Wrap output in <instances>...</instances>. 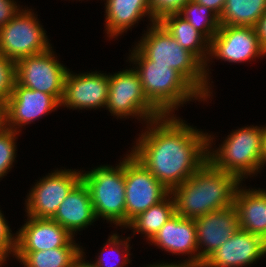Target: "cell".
I'll list each match as a JSON object with an SVG mask.
<instances>
[{
  "label": "cell",
  "instance_id": "cell-1",
  "mask_svg": "<svg viewBox=\"0 0 266 267\" xmlns=\"http://www.w3.org/2000/svg\"><path fill=\"white\" fill-rule=\"evenodd\" d=\"M177 118L174 114L163 115L145 122L149 127H145L130 152L169 191L208 160L209 134Z\"/></svg>",
  "mask_w": 266,
  "mask_h": 267
},
{
  "label": "cell",
  "instance_id": "cell-2",
  "mask_svg": "<svg viewBox=\"0 0 266 267\" xmlns=\"http://www.w3.org/2000/svg\"><path fill=\"white\" fill-rule=\"evenodd\" d=\"M240 183L234 174L216 168L207 160L191 177L170 191L175 214L196 219L228 208L234 204Z\"/></svg>",
  "mask_w": 266,
  "mask_h": 267
},
{
  "label": "cell",
  "instance_id": "cell-3",
  "mask_svg": "<svg viewBox=\"0 0 266 267\" xmlns=\"http://www.w3.org/2000/svg\"><path fill=\"white\" fill-rule=\"evenodd\" d=\"M133 49L128 58L137 65L134 69L139 74L147 99L163 115H173L174 110L192 99L207 101L178 71L156 64L135 47Z\"/></svg>",
  "mask_w": 266,
  "mask_h": 267
},
{
  "label": "cell",
  "instance_id": "cell-4",
  "mask_svg": "<svg viewBox=\"0 0 266 267\" xmlns=\"http://www.w3.org/2000/svg\"><path fill=\"white\" fill-rule=\"evenodd\" d=\"M141 37L134 47L145 58L175 69L205 99L211 97L212 88L206 79L204 64L193 53L178 44L159 22L150 23V27Z\"/></svg>",
  "mask_w": 266,
  "mask_h": 267
},
{
  "label": "cell",
  "instance_id": "cell-5",
  "mask_svg": "<svg viewBox=\"0 0 266 267\" xmlns=\"http://www.w3.org/2000/svg\"><path fill=\"white\" fill-rule=\"evenodd\" d=\"M231 132L216 150L211 147L214 137L208 135V160L242 182L261 170L264 126H245Z\"/></svg>",
  "mask_w": 266,
  "mask_h": 267
},
{
  "label": "cell",
  "instance_id": "cell-6",
  "mask_svg": "<svg viewBox=\"0 0 266 267\" xmlns=\"http://www.w3.org/2000/svg\"><path fill=\"white\" fill-rule=\"evenodd\" d=\"M81 180L89 190L96 219L126 227L124 159L115 168L107 164L83 172Z\"/></svg>",
  "mask_w": 266,
  "mask_h": 267
},
{
  "label": "cell",
  "instance_id": "cell-7",
  "mask_svg": "<svg viewBox=\"0 0 266 267\" xmlns=\"http://www.w3.org/2000/svg\"><path fill=\"white\" fill-rule=\"evenodd\" d=\"M107 110L113 117L133 118L141 121L157 119L163 114L147 99L138 72L132 68L109 73V93L106 102Z\"/></svg>",
  "mask_w": 266,
  "mask_h": 267
},
{
  "label": "cell",
  "instance_id": "cell-8",
  "mask_svg": "<svg viewBox=\"0 0 266 267\" xmlns=\"http://www.w3.org/2000/svg\"><path fill=\"white\" fill-rule=\"evenodd\" d=\"M31 10L21 9L0 28V55L13 62L51 47L45 29Z\"/></svg>",
  "mask_w": 266,
  "mask_h": 267
},
{
  "label": "cell",
  "instance_id": "cell-9",
  "mask_svg": "<svg viewBox=\"0 0 266 267\" xmlns=\"http://www.w3.org/2000/svg\"><path fill=\"white\" fill-rule=\"evenodd\" d=\"M51 48L15 62V81L26 88L50 94L60 103L69 69L57 60Z\"/></svg>",
  "mask_w": 266,
  "mask_h": 267
},
{
  "label": "cell",
  "instance_id": "cell-10",
  "mask_svg": "<svg viewBox=\"0 0 266 267\" xmlns=\"http://www.w3.org/2000/svg\"><path fill=\"white\" fill-rule=\"evenodd\" d=\"M126 226L140 213L165 199L170 191L131 153L124 157Z\"/></svg>",
  "mask_w": 266,
  "mask_h": 267
},
{
  "label": "cell",
  "instance_id": "cell-11",
  "mask_svg": "<svg viewBox=\"0 0 266 267\" xmlns=\"http://www.w3.org/2000/svg\"><path fill=\"white\" fill-rule=\"evenodd\" d=\"M60 169L40 178L25 200L27 216L52 219L59 205L81 181V171Z\"/></svg>",
  "mask_w": 266,
  "mask_h": 267
},
{
  "label": "cell",
  "instance_id": "cell-12",
  "mask_svg": "<svg viewBox=\"0 0 266 267\" xmlns=\"http://www.w3.org/2000/svg\"><path fill=\"white\" fill-rule=\"evenodd\" d=\"M60 103L50 94L32 90L14 82L12 92L2 110V124L20 132V127L57 110Z\"/></svg>",
  "mask_w": 266,
  "mask_h": 267
},
{
  "label": "cell",
  "instance_id": "cell-13",
  "mask_svg": "<svg viewBox=\"0 0 266 267\" xmlns=\"http://www.w3.org/2000/svg\"><path fill=\"white\" fill-rule=\"evenodd\" d=\"M265 55L256 28L220 25L218 32L210 40L208 57L242 63Z\"/></svg>",
  "mask_w": 266,
  "mask_h": 267
},
{
  "label": "cell",
  "instance_id": "cell-14",
  "mask_svg": "<svg viewBox=\"0 0 266 267\" xmlns=\"http://www.w3.org/2000/svg\"><path fill=\"white\" fill-rule=\"evenodd\" d=\"M109 93V75L85 72L76 75L68 70L60 107L70 109L105 108Z\"/></svg>",
  "mask_w": 266,
  "mask_h": 267
},
{
  "label": "cell",
  "instance_id": "cell-15",
  "mask_svg": "<svg viewBox=\"0 0 266 267\" xmlns=\"http://www.w3.org/2000/svg\"><path fill=\"white\" fill-rule=\"evenodd\" d=\"M266 254V240L238 229L202 263L201 267H243L255 263Z\"/></svg>",
  "mask_w": 266,
  "mask_h": 267
},
{
  "label": "cell",
  "instance_id": "cell-16",
  "mask_svg": "<svg viewBox=\"0 0 266 267\" xmlns=\"http://www.w3.org/2000/svg\"><path fill=\"white\" fill-rule=\"evenodd\" d=\"M194 220L197 234L198 267H201L203 261L234 235L240 226L234 205L209 212Z\"/></svg>",
  "mask_w": 266,
  "mask_h": 267
},
{
  "label": "cell",
  "instance_id": "cell-17",
  "mask_svg": "<svg viewBox=\"0 0 266 267\" xmlns=\"http://www.w3.org/2000/svg\"><path fill=\"white\" fill-rule=\"evenodd\" d=\"M25 222L15 233V252H32L65 245H78L74 236L53 219L27 216Z\"/></svg>",
  "mask_w": 266,
  "mask_h": 267
},
{
  "label": "cell",
  "instance_id": "cell-18",
  "mask_svg": "<svg viewBox=\"0 0 266 267\" xmlns=\"http://www.w3.org/2000/svg\"><path fill=\"white\" fill-rule=\"evenodd\" d=\"M149 243L172 254L188 255L189 258L185 259L183 263L191 267H198L197 234L194 219L174 214L151 238Z\"/></svg>",
  "mask_w": 266,
  "mask_h": 267
},
{
  "label": "cell",
  "instance_id": "cell-19",
  "mask_svg": "<svg viewBox=\"0 0 266 267\" xmlns=\"http://www.w3.org/2000/svg\"><path fill=\"white\" fill-rule=\"evenodd\" d=\"M73 236L77 231L91 226L97 219L90 193L81 180L67 195L52 218Z\"/></svg>",
  "mask_w": 266,
  "mask_h": 267
},
{
  "label": "cell",
  "instance_id": "cell-20",
  "mask_svg": "<svg viewBox=\"0 0 266 267\" xmlns=\"http://www.w3.org/2000/svg\"><path fill=\"white\" fill-rule=\"evenodd\" d=\"M238 186L234 206L240 229L256 234L266 240V189H245Z\"/></svg>",
  "mask_w": 266,
  "mask_h": 267
},
{
  "label": "cell",
  "instance_id": "cell-21",
  "mask_svg": "<svg viewBox=\"0 0 266 267\" xmlns=\"http://www.w3.org/2000/svg\"><path fill=\"white\" fill-rule=\"evenodd\" d=\"M105 32L109 39L127 32L134 24L145 16L155 23L149 6V0H106Z\"/></svg>",
  "mask_w": 266,
  "mask_h": 267
},
{
  "label": "cell",
  "instance_id": "cell-22",
  "mask_svg": "<svg viewBox=\"0 0 266 267\" xmlns=\"http://www.w3.org/2000/svg\"><path fill=\"white\" fill-rule=\"evenodd\" d=\"M158 22L178 44L193 53L204 64L205 76L209 82L207 72H209L208 62H210L208 57L210 41L178 13L167 15Z\"/></svg>",
  "mask_w": 266,
  "mask_h": 267
},
{
  "label": "cell",
  "instance_id": "cell-23",
  "mask_svg": "<svg viewBox=\"0 0 266 267\" xmlns=\"http://www.w3.org/2000/svg\"><path fill=\"white\" fill-rule=\"evenodd\" d=\"M82 246L65 245L64 247L32 252H15V258L24 267H74L82 257Z\"/></svg>",
  "mask_w": 266,
  "mask_h": 267
},
{
  "label": "cell",
  "instance_id": "cell-24",
  "mask_svg": "<svg viewBox=\"0 0 266 267\" xmlns=\"http://www.w3.org/2000/svg\"><path fill=\"white\" fill-rule=\"evenodd\" d=\"M175 214V204L171 194L151 206L132 219L125 228L133 229V233L145 234L146 240L151 238Z\"/></svg>",
  "mask_w": 266,
  "mask_h": 267
},
{
  "label": "cell",
  "instance_id": "cell-25",
  "mask_svg": "<svg viewBox=\"0 0 266 267\" xmlns=\"http://www.w3.org/2000/svg\"><path fill=\"white\" fill-rule=\"evenodd\" d=\"M266 12V0H226L220 25L256 27Z\"/></svg>",
  "mask_w": 266,
  "mask_h": 267
},
{
  "label": "cell",
  "instance_id": "cell-26",
  "mask_svg": "<svg viewBox=\"0 0 266 267\" xmlns=\"http://www.w3.org/2000/svg\"><path fill=\"white\" fill-rule=\"evenodd\" d=\"M186 19L196 30L201 32L209 41L218 32L219 17L208 7L188 1L178 13Z\"/></svg>",
  "mask_w": 266,
  "mask_h": 267
},
{
  "label": "cell",
  "instance_id": "cell-27",
  "mask_svg": "<svg viewBox=\"0 0 266 267\" xmlns=\"http://www.w3.org/2000/svg\"><path fill=\"white\" fill-rule=\"evenodd\" d=\"M129 241H130V237H127L126 239H125V237L120 239V236L117 233L116 234L113 233V235L109 236L108 241L106 242V244L104 245V247L100 251V253H99L100 255L98 256L97 260L95 262L90 261L89 263L93 267H124L128 263L130 264L131 261H129L130 260L129 258H130L131 254L129 253V250H130L129 248H131V247H129L130 246L128 243ZM107 248L109 249L108 252H106V250H108ZM104 252L107 253L106 255L109 254V256H106ZM114 252L117 253L116 254L117 256L119 255L118 256V257H120L119 262L118 261L116 262L115 259H117V258L113 257ZM123 252H125L126 254L125 255L122 254ZM111 256L114 258L115 263H112L110 261L112 259ZM109 257L111 258L110 260H109ZM108 262H111V263H108Z\"/></svg>",
  "mask_w": 266,
  "mask_h": 267
},
{
  "label": "cell",
  "instance_id": "cell-28",
  "mask_svg": "<svg viewBox=\"0 0 266 267\" xmlns=\"http://www.w3.org/2000/svg\"><path fill=\"white\" fill-rule=\"evenodd\" d=\"M19 132L6 128L2 123L0 124V178L4 176L12 168L15 162L17 146L16 139ZM9 170V171H8Z\"/></svg>",
  "mask_w": 266,
  "mask_h": 267
},
{
  "label": "cell",
  "instance_id": "cell-29",
  "mask_svg": "<svg viewBox=\"0 0 266 267\" xmlns=\"http://www.w3.org/2000/svg\"><path fill=\"white\" fill-rule=\"evenodd\" d=\"M15 82V62L0 55V108L9 98Z\"/></svg>",
  "mask_w": 266,
  "mask_h": 267
},
{
  "label": "cell",
  "instance_id": "cell-30",
  "mask_svg": "<svg viewBox=\"0 0 266 267\" xmlns=\"http://www.w3.org/2000/svg\"><path fill=\"white\" fill-rule=\"evenodd\" d=\"M0 210V267L7 261L9 255L15 256L16 235L12 234L8 223Z\"/></svg>",
  "mask_w": 266,
  "mask_h": 267
},
{
  "label": "cell",
  "instance_id": "cell-31",
  "mask_svg": "<svg viewBox=\"0 0 266 267\" xmlns=\"http://www.w3.org/2000/svg\"><path fill=\"white\" fill-rule=\"evenodd\" d=\"M190 0H149L152 16L156 22L170 14H177Z\"/></svg>",
  "mask_w": 266,
  "mask_h": 267
},
{
  "label": "cell",
  "instance_id": "cell-32",
  "mask_svg": "<svg viewBox=\"0 0 266 267\" xmlns=\"http://www.w3.org/2000/svg\"><path fill=\"white\" fill-rule=\"evenodd\" d=\"M20 10L16 1L0 0V28L7 24Z\"/></svg>",
  "mask_w": 266,
  "mask_h": 267
},
{
  "label": "cell",
  "instance_id": "cell-33",
  "mask_svg": "<svg viewBox=\"0 0 266 267\" xmlns=\"http://www.w3.org/2000/svg\"><path fill=\"white\" fill-rule=\"evenodd\" d=\"M197 4L206 6L211 9L218 17H220L226 0H194Z\"/></svg>",
  "mask_w": 266,
  "mask_h": 267
},
{
  "label": "cell",
  "instance_id": "cell-34",
  "mask_svg": "<svg viewBox=\"0 0 266 267\" xmlns=\"http://www.w3.org/2000/svg\"><path fill=\"white\" fill-rule=\"evenodd\" d=\"M255 28L259 37L260 45L266 52V12L259 19Z\"/></svg>",
  "mask_w": 266,
  "mask_h": 267
},
{
  "label": "cell",
  "instance_id": "cell-35",
  "mask_svg": "<svg viewBox=\"0 0 266 267\" xmlns=\"http://www.w3.org/2000/svg\"><path fill=\"white\" fill-rule=\"evenodd\" d=\"M145 267V266H144ZM146 267H191L190 265H188V264H185V263H183L182 261L180 262V263H157V264H150V265H148V266H146Z\"/></svg>",
  "mask_w": 266,
  "mask_h": 267
},
{
  "label": "cell",
  "instance_id": "cell-36",
  "mask_svg": "<svg viewBox=\"0 0 266 267\" xmlns=\"http://www.w3.org/2000/svg\"><path fill=\"white\" fill-rule=\"evenodd\" d=\"M262 155H261V169L266 164V126H264L263 143H262Z\"/></svg>",
  "mask_w": 266,
  "mask_h": 267
},
{
  "label": "cell",
  "instance_id": "cell-37",
  "mask_svg": "<svg viewBox=\"0 0 266 267\" xmlns=\"http://www.w3.org/2000/svg\"><path fill=\"white\" fill-rule=\"evenodd\" d=\"M85 252H82V257L75 263L74 267H93L89 261H85L84 254ZM84 258V259H83Z\"/></svg>",
  "mask_w": 266,
  "mask_h": 267
},
{
  "label": "cell",
  "instance_id": "cell-38",
  "mask_svg": "<svg viewBox=\"0 0 266 267\" xmlns=\"http://www.w3.org/2000/svg\"><path fill=\"white\" fill-rule=\"evenodd\" d=\"M2 123V110L0 108V124Z\"/></svg>",
  "mask_w": 266,
  "mask_h": 267
}]
</instances>
